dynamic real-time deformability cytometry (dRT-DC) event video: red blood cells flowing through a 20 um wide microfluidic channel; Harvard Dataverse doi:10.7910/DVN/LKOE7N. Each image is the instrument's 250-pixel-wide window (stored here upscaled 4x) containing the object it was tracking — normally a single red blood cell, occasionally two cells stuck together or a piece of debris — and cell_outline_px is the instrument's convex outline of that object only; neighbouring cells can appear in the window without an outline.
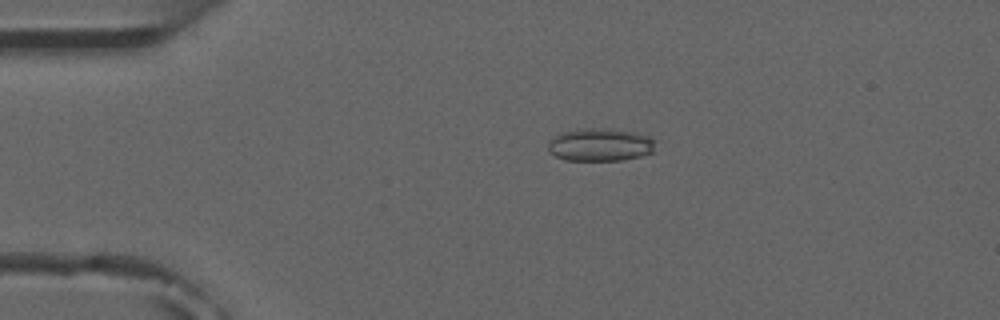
{"species": "common noctule bat (a hibernating species)", "species_latin": "Nyctalus noctula", "temperature_condition": "room temperature", "stored_images_in_passage": 5, "camera_frame_rate_fps": 3000, "um_per_image_px": 0.085, "animal": {"sex": "male", "forearm_length_mm": 52.5}, "frame": {"image": 1, "passage_image": 4, "time_ms": 3.0, "image_size_px": [1000, 320], "cell_outline_px": [[656, 152], [640, 156], [620, 160], [564, 160], [548, 152], [548, 144], [556, 136], [564, 132], [588, 128], [608, 128], [636, 132], [648, 136], [652, 140]], "centroid_in_image_um": [51.04, 12.31], "position_along_channel_um": 34.0, "area_um2": 20.4}}